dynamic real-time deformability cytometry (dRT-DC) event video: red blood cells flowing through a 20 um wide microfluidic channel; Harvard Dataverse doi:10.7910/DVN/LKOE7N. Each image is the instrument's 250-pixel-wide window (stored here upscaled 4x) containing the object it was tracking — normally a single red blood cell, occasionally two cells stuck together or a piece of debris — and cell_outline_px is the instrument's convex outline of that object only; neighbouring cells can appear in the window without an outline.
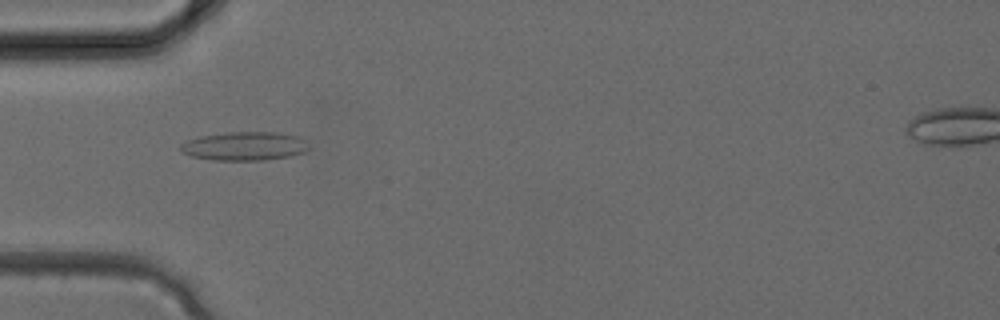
{"species": "common noctule bat (a hibernating species)", "species_latin": "Nyctalus noctula", "temperature_condition": "cold", "stored_images_in_passage": 4, "camera_frame_rate_fps": 3000, "um_per_image_px": 0.085, "animal": {"sex": "female", "body_mass_g": 24.6, "forearm_length_mm": 56.2}, "frame": {"image": 1, "passage_image": 3, "time_ms": 0.667, "image_size_px": [1000, 320], "cell_outline_px": [[312, 148], [304, 152], [292, 156], [268, 160], [212, 160], [192, 156], [180, 152], [180, 144], [188, 140], [200, 136], [228, 132], [280, 132], [300, 136], [308, 140]], "centroid_in_image_um": [20.87, 12.42], "position_along_channel_um": 64.1, "area_um2": 21.96}}